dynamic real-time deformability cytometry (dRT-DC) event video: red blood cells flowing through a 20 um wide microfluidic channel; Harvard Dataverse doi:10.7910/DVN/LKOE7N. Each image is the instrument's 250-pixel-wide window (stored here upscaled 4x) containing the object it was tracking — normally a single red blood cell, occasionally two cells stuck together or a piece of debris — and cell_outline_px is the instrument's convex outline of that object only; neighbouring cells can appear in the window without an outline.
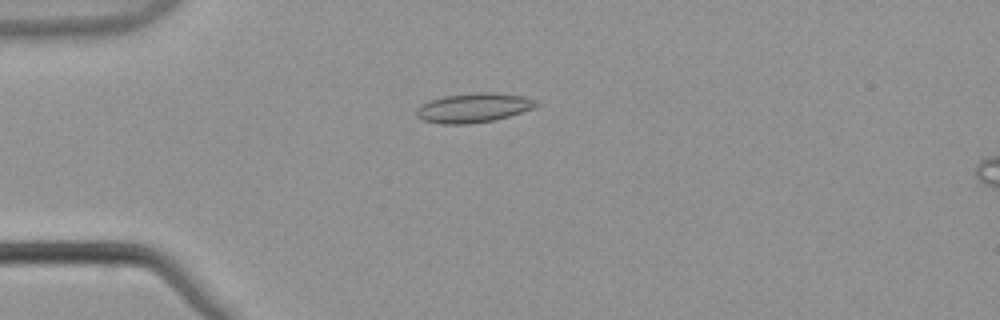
{"species": "common noctule bat (a hibernating species)", "species_latin": "Nyctalus noctula", "temperature_condition": "warm", "stored_images_in_passage": 5, "camera_frame_rate_fps": 3000, "um_per_image_px": 0.085, "animal": {"sex": "male", "body_mass_g": 21.5, "forearm_length_mm": 52.0}, "frame": {"image": 1, "passage_image": 3, "time_ms": 0.667, "image_size_px": [1000, 320], "cell_outline_px": [[540, 104], [532, 108], [508, 116], [492, 120], [468, 124], [444, 124], [424, 120], [416, 116], [416, 112], [420, 104], [444, 96], [476, 92], [492, 92], [520, 96], [532, 100]], "centroid_in_image_um": [40.2, 9.16], "position_along_channel_um": 44.8, "area_um2": 20.06}}
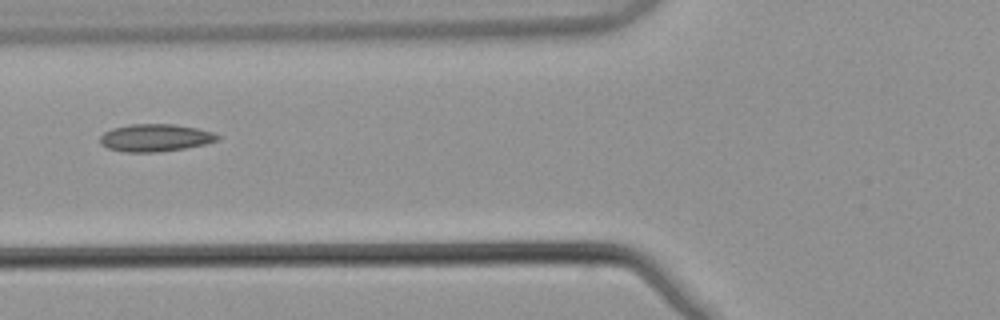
{"frame": {"image": 2, "passage_image": 5, "time_ms": 1.333, "image_size_px": [1000, 320], "cell_outline_px": [[220, 140], [204, 144], [184, 148], [156, 152], [124, 152], [108, 148], [100, 144], [100, 136], [104, 132], [112, 128], [128, 124], [172, 124], [196, 128], [212, 132], [220, 136]], "centroid_in_image_um": [13.17, 11.71], "position_along_channel_um": 112.6, "area_um2": 18.79}}